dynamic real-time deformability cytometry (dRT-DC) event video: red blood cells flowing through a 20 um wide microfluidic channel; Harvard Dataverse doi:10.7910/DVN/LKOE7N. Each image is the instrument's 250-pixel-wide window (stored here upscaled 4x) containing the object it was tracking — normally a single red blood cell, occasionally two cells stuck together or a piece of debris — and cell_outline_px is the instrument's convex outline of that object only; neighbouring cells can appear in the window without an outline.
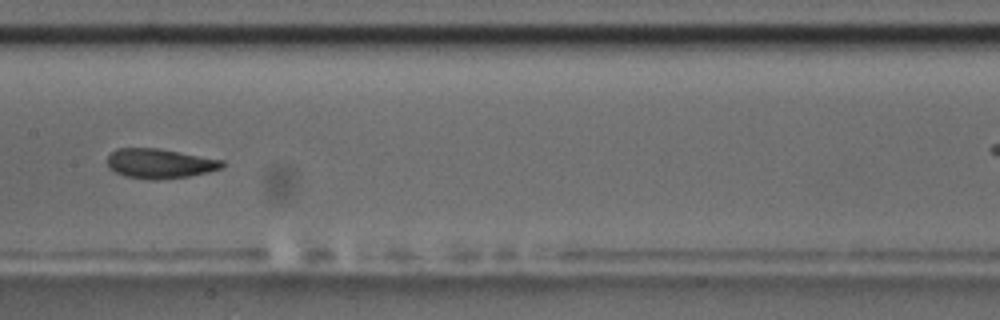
{"species": "common noctule bat (a hibernating species)", "species_latin": "Nyctalus noctula", "temperature_condition": "room temperature", "stored_images_in_passage": 16, "camera_frame_rate_fps": 3000, "um_per_image_px": 0.085, "animal": {"sex": "male", "body_mass_g": 17.5, "forearm_length_mm": 52.3}, "frame": {"image": 1, "passage_image": 7, "time_ms": 7.0, "image_size_px": [1000, 320], "cell_outline_px": [[224, 164], [220, 168], [208, 172], [188, 176], [156, 180], [148, 180], [124, 176], [108, 168], [108, 156], [116, 148], [160, 148], [224, 160]], "centroid_in_image_um": [13.56, 13.89], "position_along_channel_um": 193.8, "area_um2": 19.94}, "authors_computed_cell_mechanics": {"area_um2": 20.23, "velocity_mm_per_s": 3.4259, "shape_relaxation_time_tau1_ms": 2.6539, "shape_relaxation_time_tau2_ms": 4.916, "deformation_change_tau1": 0.0859, "deformation_change_tau2": 0.076}}